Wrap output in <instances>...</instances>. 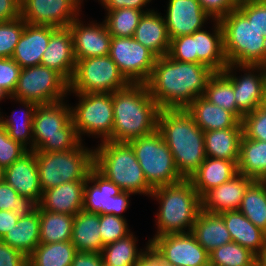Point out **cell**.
Wrapping results in <instances>:
<instances>
[{
  "label": "cell",
  "mask_w": 266,
  "mask_h": 266,
  "mask_svg": "<svg viewBox=\"0 0 266 266\" xmlns=\"http://www.w3.org/2000/svg\"><path fill=\"white\" fill-rule=\"evenodd\" d=\"M238 70L243 71L244 74L236 76ZM222 73L232 82L237 108L244 115L263 105L266 91V66L228 64Z\"/></svg>",
  "instance_id": "cell-15"
},
{
  "label": "cell",
  "mask_w": 266,
  "mask_h": 266,
  "mask_svg": "<svg viewBox=\"0 0 266 266\" xmlns=\"http://www.w3.org/2000/svg\"><path fill=\"white\" fill-rule=\"evenodd\" d=\"M219 21L228 64L266 66V39L260 27L249 22L238 9Z\"/></svg>",
  "instance_id": "cell-7"
},
{
  "label": "cell",
  "mask_w": 266,
  "mask_h": 266,
  "mask_svg": "<svg viewBox=\"0 0 266 266\" xmlns=\"http://www.w3.org/2000/svg\"><path fill=\"white\" fill-rule=\"evenodd\" d=\"M128 228L126 218L112 214H100V235L103 247L129 235L132 231Z\"/></svg>",
  "instance_id": "cell-45"
},
{
  "label": "cell",
  "mask_w": 266,
  "mask_h": 266,
  "mask_svg": "<svg viewBox=\"0 0 266 266\" xmlns=\"http://www.w3.org/2000/svg\"><path fill=\"white\" fill-rule=\"evenodd\" d=\"M18 219L19 216L13 211L0 210V240L15 226Z\"/></svg>",
  "instance_id": "cell-56"
},
{
  "label": "cell",
  "mask_w": 266,
  "mask_h": 266,
  "mask_svg": "<svg viewBox=\"0 0 266 266\" xmlns=\"http://www.w3.org/2000/svg\"><path fill=\"white\" fill-rule=\"evenodd\" d=\"M160 262V255L153 249L151 245H149L140 255L138 263L135 266H160Z\"/></svg>",
  "instance_id": "cell-57"
},
{
  "label": "cell",
  "mask_w": 266,
  "mask_h": 266,
  "mask_svg": "<svg viewBox=\"0 0 266 266\" xmlns=\"http://www.w3.org/2000/svg\"><path fill=\"white\" fill-rule=\"evenodd\" d=\"M28 150L9 137L6 129L0 125V166L6 168L20 159Z\"/></svg>",
  "instance_id": "cell-47"
},
{
  "label": "cell",
  "mask_w": 266,
  "mask_h": 266,
  "mask_svg": "<svg viewBox=\"0 0 266 266\" xmlns=\"http://www.w3.org/2000/svg\"><path fill=\"white\" fill-rule=\"evenodd\" d=\"M101 253L77 252L71 266H103Z\"/></svg>",
  "instance_id": "cell-55"
},
{
  "label": "cell",
  "mask_w": 266,
  "mask_h": 266,
  "mask_svg": "<svg viewBox=\"0 0 266 266\" xmlns=\"http://www.w3.org/2000/svg\"><path fill=\"white\" fill-rule=\"evenodd\" d=\"M114 142H130L157 130L160 108L144 83H129L112 93Z\"/></svg>",
  "instance_id": "cell-2"
},
{
  "label": "cell",
  "mask_w": 266,
  "mask_h": 266,
  "mask_svg": "<svg viewBox=\"0 0 266 266\" xmlns=\"http://www.w3.org/2000/svg\"><path fill=\"white\" fill-rule=\"evenodd\" d=\"M21 69L12 58H0V86L9 96L17 86Z\"/></svg>",
  "instance_id": "cell-49"
},
{
  "label": "cell",
  "mask_w": 266,
  "mask_h": 266,
  "mask_svg": "<svg viewBox=\"0 0 266 266\" xmlns=\"http://www.w3.org/2000/svg\"><path fill=\"white\" fill-rule=\"evenodd\" d=\"M211 18L198 0H168L164 16L170 39L205 28Z\"/></svg>",
  "instance_id": "cell-19"
},
{
  "label": "cell",
  "mask_w": 266,
  "mask_h": 266,
  "mask_svg": "<svg viewBox=\"0 0 266 266\" xmlns=\"http://www.w3.org/2000/svg\"><path fill=\"white\" fill-rule=\"evenodd\" d=\"M167 55L176 61L198 63V55H194L193 34L171 39Z\"/></svg>",
  "instance_id": "cell-48"
},
{
  "label": "cell",
  "mask_w": 266,
  "mask_h": 266,
  "mask_svg": "<svg viewBox=\"0 0 266 266\" xmlns=\"http://www.w3.org/2000/svg\"><path fill=\"white\" fill-rule=\"evenodd\" d=\"M191 233L208 253L232 241L223 218L219 214H212L203 210L198 214Z\"/></svg>",
  "instance_id": "cell-31"
},
{
  "label": "cell",
  "mask_w": 266,
  "mask_h": 266,
  "mask_svg": "<svg viewBox=\"0 0 266 266\" xmlns=\"http://www.w3.org/2000/svg\"><path fill=\"white\" fill-rule=\"evenodd\" d=\"M26 22L20 16L15 20L0 22V58H11Z\"/></svg>",
  "instance_id": "cell-44"
},
{
  "label": "cell",
  "mask_w": 266,
  "mask_h": 266,
  "mask_svg": "<svg viewBox=\"0 0 266 266\" xmlns=\"http://www.w3.org/2000/svg\"><path fill=\"white\" fill-rule=\"evenodd\" d=\"M137 238L133 232L126 237L119 239L103 247L101 256L106 266H135L140 255L150 245L147 241L145 248H137ZM140 249V250H138Z\"/></svg>",
  "instance_id": "cell-37"
},
{
  "label": "cell",
  "mask_w": 266,
  "mask_h": 266,
  "mask_svg": "<svg viewBox=\"0 0 266 266\" xmlns=\"http://www.w3.org/2000/svg\"><path fill=\"white\" fill-rule=\"evenodd\" d=\"M2 241L28 257L40 244L39 211L20 216L15 226L8 231Z\"/></svg>",
  "instance_id": "cell-34"
},
{
  "label": "cell",
  "mask_w": 266,
  "mask_h": 266,
  "mask_svg": "<svg viewBox=\"0 0 266 266\" xmlns=\"http://www.w3.org/2000/svg\"><path fill=\"white\" fill-rule=\"evenodd\" d=\"M9 95L3 90V88L0 86V102L3 100V99H9Z\"/></svg>",
  "instance_id": "cell-59"
},
{
  "label": "cell",
  "mask_w": 266,
  "mask_h": 266,
  "mask_svg": "<svg viewBox=\"0 0 266 266\" xmlns=\"http://www.w3.org/2000/svg\"><path fill=\"white\" fill-rule=\"evenodd\" d=\"M128 84L109 55L92 57L76 60L69 92L112 94Z\"/></svg>",
  "instance_id": "cell-11"
},
{
  "label": "cell",
  "mask_w": 266,
  "mask_h": 266,
  "mask_svg": "<svg viewBox=\"0 0 266 266\" xmlns=\"http://www.w3.org/2000/svg\"><path fill=\"white\" fill-rule=\"evenodd\" d=\"M20 16L27 24L67 28L81 15V0H20Z\"/></svg>",
  "instance_id": "cell-17"
},
{
  "label": "cell",
  "mask_w": 266,
  "mask_h": 266,
  "mask_svg": "<svg viewBox=\"0 0 266 266\" xmlns=\"http://www.w3.org/2000/svg\"><path fill=\"white\" fill-rule=\"evenodd\" d=\"M20 4V0H0V22L19 18Z\"/></svg>",
  "instance_id": "cell-54"
},
{
  "label": "cell",
  "mask_w": 266,
  "mask_h": 266,
  "mask_svg": "<svg viewBox=\"0 0 266 266\" xmlns=\"http://www.w3.org/2000/svg\"><path fill=\"white\" fill-rule=\"evenodd\" d=\"M243 128H227L204 132L206 157L238 161Z\"/></svg>",
  "instance_id": "cell-33"
},
{
  "label": "cell",
  "mask_w": 266,
  "mask_h": 266,
  "mask_svg": "<svg viewBox=\"0 0 266 266\" xmlns=\"http://www.w3.org/2000/svg\"><path fill=\"white\" fill-rule=\"evenodd\" d=\"M38 203L26 196L19 195L5 181L0 183V210L13 211L17 216H26L37 210Z\"/></svg>",
  "instance_id": "cell-43"
},
{
  "label": "cell",
  "mask_w": 266,
  "mask_h": 266,
  "mask_svg": "<svg viewBox=\"0 0 266 266\" xmlns=\"http://www.w3.org/2000/svg\"><path fill=\"white\" fill-rule=\"evenodd\" d=\"M76 253L71 241L40 243L28 256V266H71Z\"/></svg>",
  "instance_id": "cell-38"
},
{
  "label": "cell",
  "mask_w": 266,
  "mask_h": 266,
  "mask_svg": "<svg viewBox=\"0 0 266 266\" xmlns=\"http://www.w3.org/2000/svg\"><path fill=\"white\" fill-rule=\"evenodd\" d=\"M103 20L113 37H133L139 20L144 14L142 10L121 8L107 11Z\"/></svg>",
  "instance_id": "cell-42"
},
{
  "label": "cell",
  "mask_w": 266,
  "mask_h": 266,
  "mask_svg": "<svg viewBox=\"0 0 266 266\" xmlns=\"http://www.w3.org/2000/svg\"><path fill=\"white\" fill-rule=\"evenodd\" d=\"M157 130L171 150L178 172L189 179L206 158L204 131L185 109H160Z\"/></svg>",
  "instance_id": "cell-3"
},
{
  "label": "cell",
  "mask_w": 266,
  "mask_h": 266,
  "mask_svg": "<svg viewBox=\"0 0 266 266\" xmlns=\"http://www.w3.org/2000/svg\"><path fill=\"white\" fill-rule=\"evenodd\" d=\"M128 143L132 146L147 183L153 189L184 179L175 166L171 150L158 130Z\"/></svg>",
  "instance_id": "cell-9"
},
{
  "label": "cell",
  "mask_w": 266,
  "mask_h": 266,
  "mask_svg": "<svg viewBox=\"0 0 266 266\" xmlns=\"http://www.w3.org/2000/svg\"><path fill=\"white\" fill-rule=\"evenodd\" d=\"M77 18L68 28L73 38V51L76 60L107 56L110 52V35L105 22L91 21L86 24ZM85 23V24H84Z\"/></svg>",
  "instance_id": "cell-18"
},
{
  "label": "cell",
  "mask_w": 266,
  "mask_h": 266,
  "mask_svg": "<svg viewBox=\"0 0 266 266\" xmlns=\"http://www.w3.org/2000/svg\"><path fill=\"white\" fill-rule=\"evenodd\" d=\"M238 210L266 233V180H254L248 186Z\"/></svg>",
  "instance_id": "cell-39"
},
{
  "label": "cell",
  "mask_w": 266,
  "mask_h": 266,
  "mask_svg": "<svg viewBox=\"0 0 266 266\" xmlns=\"http://www.w3.org/2000/svg\"><path fill=\"white\" fill-rule=\"evenodd\" d=\"M214 73L203 64L176 61L166 55L156 58L145 84L160 109H185L203 96Z\"/></svg>",
  "instance_id": "cell-1"
},
{
  "label": "cell",
  "mask_w": 266,
  "mask_h": 266,
  "mask_svg": "<svg viewBox=\"0 0 266 266\" xmlns=\"http://www.w3.org/2000/svg\"><path fill=\"white\" fill-rule=\"evenodd\" d=\"M241 122L246 138L266 141V108L263 105L245 114Z\"/></svg>",
  "instance_id": "cell-46"
},
{
  "label": "cell",
  "mask_w": 266,
  "mask_h": 266,
  "mask_svg": "<svg viewBox=\"0 0 266 266\" xmlns=\"http://www.w3.org/2000/svg\"><path fill=\"white\" fill-rule=\"evenodd\" d=\"M37 210L40 218V243L71 241L73 215L45 211L39 205Z\"/></svg>",
  "instance_id": "cell-36"
},
{
  "label": "cell",
  "mask_w": 266,
  "mask_h": 266,
  "mask_svg": "<svg viewBox=\"0 0 266 266\" xmlns=\"http://www.w3.org/2000/svg\"><path fill=\"white\" fill-rule=\"evenodd\" d=\"M212 33L200 29L193 33L194 55H198V63L214 72H222L228 65L224 53L223 29L218 19H213Z\"/></svg>",
  "instance_id": "cell-24"
},
{
  "label": "cell",
  "mask_w": 266,
  "mask_h": 266,
  "mask_svg": "<svg viewBox=\"0 0 266 266\" xmlns=\"http://www.w3.org/2000/svg\"><path fill=\"white\" fill-rule=\"evenodd\" d=\"M94 167L122 191L150 197L147 183L132 146L127 142L102 141L94 148Z\"/></svg>",
  "instance_id": "cell-5"
},
{
  "label": "cell",
  "mask_w": 266,
  "mask_h": 266,
  "mask_svg": "<svg viewBox=\"0 0 266 266\" xmlns=\"http://www.w3.org/2000/svg\"><path fill=\"white\" fill-rule=\"evenodd\" d=\"M67 100L37 105L33 118V151L62 152L75 149L80 140Z\"/></svg>",
  "instance_id": "cell-6"
},
{
  "label": "cell",
  "mask_w": 266,
  "mask_h": 266,
  "mask_svg": "<svg viewBox=\"0 0 266 266\" xmlns=\"http://www.w3.org/2000/svg\"><path fill=\"white\" fill-rule=\"evenodd\" d=\"M202 8L212 17L213 19H220L227 15L234 9H237L238 5L234 0H198Z\"/></svg>",
  "instance_id": "cell-51"
},
{
  "label": "cell",
  "mask_w": 266,
  "mask_h": 266,
  "mask_svg": "<svg viewBox=\"0 0 266 266\" xmlns=\"http://www.w3.org/2000/svg\"><path fill=\"white\" fill-rule=\"evenodd\" d=\"M110 58L129 83H146L152 73L156 56L134 37H113Z\"/></svg>",
  "instance_id": "cell-14"
},
{
  "label": "cell",
  "mask_w": 266,
  "mask_h": 266,
  "mask_svg": "<svg viewBox=\"0 0 266 266\" xmlns=\"http://www.w3.org/2000/svg\"><path fill=\"white\" fill-rule=\"evenodd\" d=\"M150 245L163 261L175 266H210L209 253L191 233L154 236Z\"/></svg>",
  "instance_id": "cell-16"
},
{
  "label": "cell",
  "mask_w": 266,
  "mask_h": 266,
  "mask_svg": "<svg viewBox=\"0 0 266 266\" xmlns=\"http://www.w3.org/2000/svg\"><path fill=\"white\" fill-rule=\"evenodd\" d=\"M58 28L52 26L25 24L22 35L15 46L12 59L21 67L40 65L48 46L50 36Z\"/></svg>",
  "instance_id": "cell-23"
},
{
  "label": "cell",
  "mask_w": 266,
  "mask_h": 266,
  "mask_svg": "<svg viewBox=\"0 0 266 266\" xmlns=\"http://www.w3.org/2000/svg\"><path fill=\"white\" fill-rule=\"evenodd\" d=\"M4 181L19 195L29 197L38 204L42 198L37 160L33 151H28L20 159L4 168Z\"/></svg>",
  "instance_id": "cell-21"
},
{
  "label": "cell",
  "mask_w": 266,
  "mask_h": 266,
  "mask_svg": "<svg viewBox=\"0 0 266 266\" xmlns=\"http://www.w3.org/2000/svg\"><path fill=\"white\" fill-rule=\"evenodd\" d=\"M253 181L254 179L238 173L229 181L206 191L201 196V210L212 214L238 210L248 186Z\"/></svg>",
  "instance_id": "cell-20"
},
{
  "label": "cell",
  "mask_w": 266,
  "mask_h": 266,
  "mask_svg": "<svg viewBox=\"0 0 266 266\" xmlns=\"http://www.w3.org/2000/svg\"><path fill=\"white\" fill-rule=\"evenodd\" d=\"M151 198L159 200L154 236L188 233L201 211V197L189 179L156 187Z\"/></svg>",
  "instance_id": "cell-4"
},
{
  "label": "cell",
  "mask_w": 266,
  "mask_h": 266,
  "mask_svg": "<svg viewBox=\"0 0 266 266\" xmlns=\"http://www.w3.org/2000/svg\"><path fill=\"white\" fill-rule=\"evenodd\" d=\"M40 65L58 72L68 83L76 65L73 51V38L70 29L58 28L51 36Z\"/></svg>",
  "instance_id": "cell-22"
},
{
  "label": "cell",
  "mask_w": 266,
  "mask_h": 266,
  "mask_svg": "<svg viewBox=\"0 0 266 266\" xmlns=\"http://www.w3.org/2000/svg\"><path fill=\"white\" fill-rule=\"evenodd\" d=\"M259 266H266V248L262 256L259 258Z\"/></svg>",
  "instance_id": "cell-58"
},
{
  "label": "cell",
  "mask_w": 266,
  "mask_h": 266,
  "mask_svg": "<svg viewBox=\"0 0 266 266\" xmlns=\"http://www.w3.org/2000/svg\"><path fill=\"white\" fill-rule=\"evenodd\" d=\"M130 195L133 193L122 191L93 167L86 178L82 210L125 218L122 212L129 208Z\"/></svg>",
  "instance_id": "cell-13"
},
{
  "label": "cell",
  "mask_w": 266,
  "mask_h": 266,
  "mask_svg": "<svg viewBox=\"0 0 266 266\" xmlns=\"http://www.w3.org/2000/svg\"><path fill=\"white\" fill-rule=\"evenodd\" d=\"M0 266H28V257L0 240Z\"/></svg>",
  "instance_id": "cell-52"
},
{
  "label": "cell",
  "mask_w": 266,
  "mask_h": 266,
  "mask_svg": "<svg viewBox=\"0 0 266 266\" xmlns=\"http://www.w3.org/2000/svg\"><path fill=\"white\" fill-rule=\"evenodd\" d=\"M203 97L232 112L240 121L243 120L244 114L237 108L233 84L222 72H215L210 77Z\"/></svg>",
  "instance_id": "cell-40"
},
{
  "label": "cell",
  "mask_w": 266,
  "mask_h": 266,
  "mask_svg": "<svg viewBox=\"0 0 266 266\" xmlns=\"http://www.w3.org/2000/svg\"><path fill=\"white\" fill-rule=\"evenodd\" d=\"M86 180L63 183L43 191L38 204L43 210L75 216L82 210Z\"/></svg>",
  "instance_id": "cell-25"
},
{
  "label": "cell",
  "mask_w": 266,
  "mask_h": 266,
  "mask_svg": "<svg viewBox=\"0 0 266 266\" xmlns=\"http://www.w3.org/2000/svg\"><path fill=\"white\" fill-rule=\"evenodd\" d=\"M68 92L69 83L58 72L47 66L37 65L21 69L11 97L41 105L65 100Z\"/></svg>",
  "instance_id": "cell-12"
},
{
  "label": "cell",
  "mask_w": 266,
  "mask_h": 266,
  "mask_svg": "<svg viewBox=\"0 0 266 266\" xmlns=\"http://www.w3.org/2000/svg\"><path fill=\"white\" fill-rule=\"evenodd\" d=\"M4 181V168L0 166V183Z\"/></svg>",
  "instance_id": "cell-61"
},
{
  "label": "cell",
  "mask_w": 266,
  "mask_h": 266,
  "mask_svg": "<svg viewBox=\"0 0 266 266\" xmlns=\"http://www.w3.org/2000/svg\"><path fill=\"white\" fill-rule=\"evenodd\" d=\"M133 37L157 58L166 56L169 52L171 39L165 19L154 9L142 15Z\"/></svg>",
  "instance_id": "cell-26"
},
{
  "label": "cell",
  "mask_w": 266,
  "mask_h": 266,
  "mask_svg": "<svg viewBox=\"0 0 266 266\" xmlns=\"http://www.w3.org/2000/svg\"><path fill=\"white\" fill-rule=\"evenodd\" d=\"M253 1H261V0H234V2L239 5L241 3H245V2H253Z\"/></svg>",
  "instance_id": "cell-60"
},
{
  "label": "cell",
  "mask_w": 266,
  "mask_h": 266,
  "mask_svg": "<svg viewBox=\"0 0 266 266\" xmlns=\"http://www.w3.org/2000/svg\"><path fill=\"white\" fill-rule=\"evenodd\" d=\"M219 215L223 218L232 241L260 258L266 248V233L257 228L239 210L225 211Z\"/></svg>",
  "instance_id": "cell-27"
},
{
  "label": "cell",
  "mask_w": 266,
  "mask_h": 266,
  "mask_svg": "<svg viewBox=\"0 0 266 266\" xmlns=\"http://www.w3.org/2000/svg\"><path fill=\"white\" fill-rule=\"evenodd\" d=\"M210 266H259V258L245 247L231 241L209 253Z\"/></svg>",
  "instance_id": "cell-41"
},
{
  "label": "cell",
  "mask_w": 266,
  "mask_h": 266,
  "mask_svg": "<svg viewBox=\"0 0 266 266\" xmlns=\"http://www.w3.org/2000/svg\"><path fill=\"white\" fill-rule=\"evenodd\" d=\"M160 266H175V265H171L170 263L163 261L161 258Z\"/></svg>",
  "instance_id": "cell-62"
},
{
  "label": "cell",
  "mask_w": 266,
  "mask_h": 266,
  "mask_svg": "<svg viewBox=\"0 0 266 266\" xmlns=\"http://www.w3.org/2000/svg\"><path fill=\"white\" fill-rule=\"evenodd\" d=\"M238 173L254 180H266V141L242 135L239 145Z\"/></svg>",
  "instance_id": "cell-35"
},
{
  "label": "cell",
  "mask_w": 266,
  "mask_h": 266,
  "mask_svg": "<svg viewBox=\"0 0 266 266\" xmlns=\"http://www.w3.org/2000/svg\"><path fill=\"white\" fill-rule=\"evenodd\" d=\"M71 242L77 252L101 253L100 214L81 210L74 216Z\"/></svg>",
  "instance_id": "cell-30"
},
{
  "label": "cell",
  "mask_w": 266,
  "mask_h": 266,
  "mask_svg": "<svg viewBox=\"0 0 266 266\" xmlns=\"http://www.w3.org/2000/svg\"><path fill=\"white\" fill-rule=\"evenodd\" d=\"M152 0H102L100 3L105 11H112L121 8H132L137 10H142L144 13L149 12L152 9L146 8ZM147 10H145V8ZM144 8V9H143Z\"/></svg>",
  "instance_id": "cell-53"
},
{
  "label": "cell",
  "mask_w": 266,
  "mask_h": 266,
  "mask_svg": "<svg viewBox=\"0 0 266 266\" xmlns=\"http://www.w3.org/2000/svg\"><path fill=\"white\" fill-rule=\"evenodd\" d=\"M185 110L204 131L243 128L242 122L230 111L199 96Z\"/></svg>",
  "instance_id": "cell-28"
},
{
  "label": "cell",
  "mask_w": 266,
  "mask_h": 266,
  "mask_svg": "<svg viewBox=\"0 0 266 266\" xmlns=\"http://www.w3.org/2000/svg\"><path fill=\"white\" fill-rule=\"evenodd\" d=\"M9 99L21 104L23 107L20 110L21 116H17L16 110H13L7 118L0 113V125L6 129L11 139L20 143L28 151H33V118L37 104L32 101L16 100L11 96Z\"/></svg>",
  "instance_id": "cell-32"
},
{
  "label": "cell",
  "mask_w": 266,
  "mask_h": 266,
  "mask_svg": "<svg viewBox=\"0 0 266 266\" xmlns=\"http://www.w3.org/2000/svg\"><path fill=\"white\" fill-rule=\"evenodd\" d=\"M237 9L249 22L263 30L262 34L266 39V0L241 3Z\"/></svg>",
  "instance_id": "cell-50"
},
{
  "label": "cell",
  "mask_w": 266,
  "mask_h": 266,
  "mask_svg": "<svg viewBox=\"0 0 266 266\" xmlns=\"http://www.w3.org/2000/svg\"><path fill=\"white\" fill-rule=\"evenodd\" d=\"M237 162L206 157L189 180L201 197L206 191L218 187L237 175Z\"/></svg>",
  "instance_id": "cell-29"
},
{
  "label": "cell",
  "mask_w": 266,
  "mask_h": 266,
  "mask_svg": "<svg viewBox=\"0 0 266 266\" xmlns=\"http://www.w3.org/2000/svg\"><path fill=\"white\" fill-rule=\"evenodd\" d=\"M33 152L42 192L66 182L86 180L94 167V148H88L82 142L70 151Z\"/></svg>",
  "instance_id": "cell-8"
},
{
  "label": "cell",
  "mask_w": 266,
  "mask_h": 266,
  "mask_svg": "<svg viewBox=\"0 0 266 266\" xmlns=\"http://www.w3.org/2000/svg\"><path fill=\"white\" fill-rule=\"evenodd\" d=\"M74 93L79 103L71 106L72 120L76 132L83 142V135L107 140L113 131L114 113L112 94L110 93Z\"/></svg>",
  "instance_id": "cell-10"
},
{
  "label": "cell",
  "mask_w": 266,
  "mask_h": 266,
  "mask_svg": "<svg viewBox=\"0 0 266 266\" xmlns=\"http://www.w3.org/2000/svg\"><path fill=\"white\" fill-rule=\"evenodd\" d=\"M263 106L266 108V91H265V95H264V102H263Z\"/></svg>",
  "instance_id": "cell-63"
}]
</instances>
